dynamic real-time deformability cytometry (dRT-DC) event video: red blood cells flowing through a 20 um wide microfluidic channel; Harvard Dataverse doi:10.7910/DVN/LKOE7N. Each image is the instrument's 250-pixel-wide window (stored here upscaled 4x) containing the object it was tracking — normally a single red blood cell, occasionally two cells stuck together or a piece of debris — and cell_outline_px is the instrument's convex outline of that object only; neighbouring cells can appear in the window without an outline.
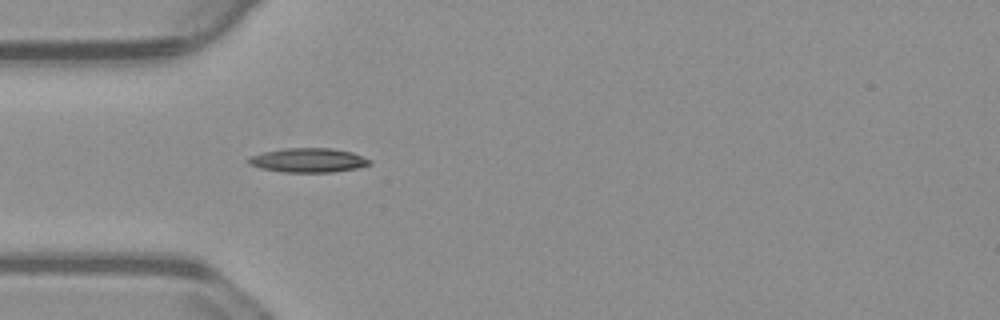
{"species": "common noctule bat (a hibernating species)", "species_latin": "Nyctalus noctula", "temperature_condition": "warm", "stored_images_in_passage": 40, "camera_frame_rate_fps": 3000, "um_per_image_px": 0.085, "animal": {"sex": "male", "body_mass_g": 23.1, "forearm_length_mm": 52.7}, "frame": {"image": 1, "passage_image": 1, "time_ms": 0.0, "image_size_px": [1000, 320], "cell_outline_px": [[372, 164], [356, 168], [332, 172], [284, 172], [260, 168], [248, 164], [248, 156], [264, 152], [284, 148], [332, 148], [352, 152], [372, 160]], "centroid_in_image_um": [26.2, 13.61], "position_along_channel_um": 58.8, "area_um2": 17.17}}
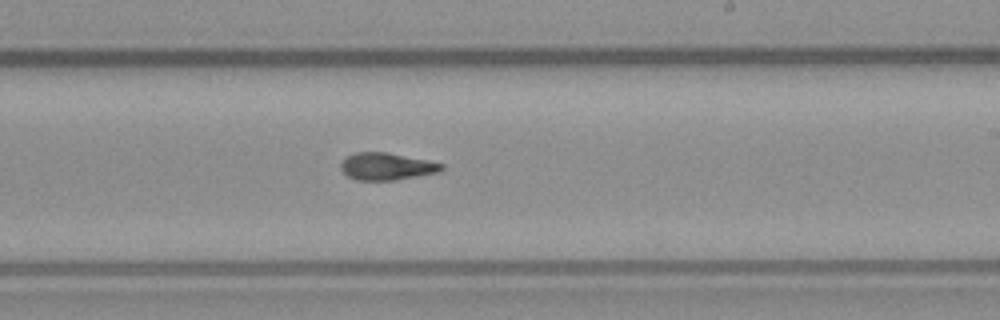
{"frame": {"image": 2, "passage_image": 17, "time_ms": 5.333, "image_size_px": [1000, 320], "cell_outline_px": [[444, 168], [440, 172], [396, 180], [356, 180], [348, 176], [340, 168], [340, 164], [348, 156], [356, 152], [388, 152], [444, 164]], "centroid_in_image_um": [32.87, 14.15], "position_along_channel_um": 256.1, "area_um2": 15.9}}
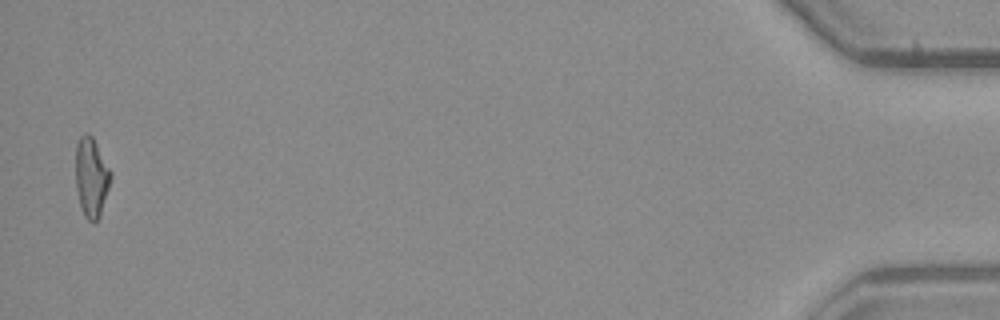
{"frame": {"image": 3, "passage_image": 39, "time_ms": 12.667, "image_size_px": [1000, 320], "cell_outline_px": [[112, 176], [100, 216], [92, 224], [84, 216], [80, 204], [76, 188], [76, 144], [80, 136], [84, 132], [88, 132], [92, 136], [112, 172]], "centroid_in_image_um": [7.77, 15.05], "position_along_channel_um": 427.4, "area_um2": 16.3}, "authors_computed_cell_mechanics": {"area_um2": 16.0106, "velocity_mm_per_s": 3.7205, "shape_relaxation_time_tau1_ms": 6.815, "shape_relaxation_time_tau2_ms": 1.8759, "deformation_change_tau1": 0.2571, "deformation_change_tau2": 0.1045}}